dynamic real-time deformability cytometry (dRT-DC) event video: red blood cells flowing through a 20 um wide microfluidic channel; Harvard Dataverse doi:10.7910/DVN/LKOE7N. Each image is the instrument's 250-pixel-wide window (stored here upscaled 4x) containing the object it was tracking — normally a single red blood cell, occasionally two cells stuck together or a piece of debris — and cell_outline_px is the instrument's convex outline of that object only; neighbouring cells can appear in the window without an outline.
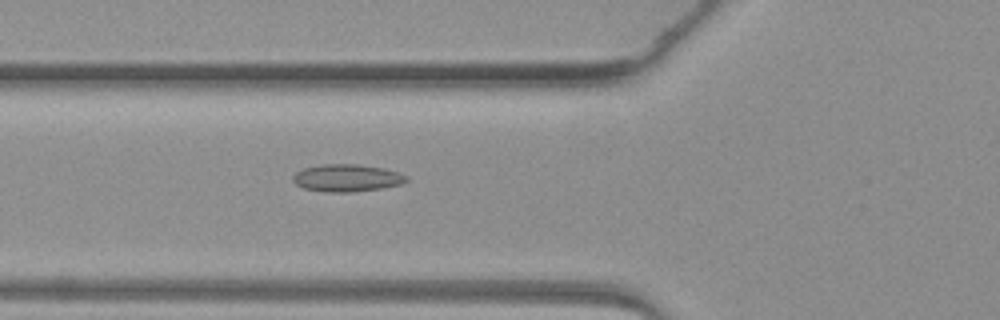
{"species": "common noctule bat (a hibernating species)", "species_latin": "Nyctalus noctula", "temperature_condition": "warm", "stored_images_in_passage": 35, "camera_frame_rate_fps": 3000, "um_per_image_px": 0.085, "animal": {"sex": "female", "body_mass_g": 19.3, "forearm_length_mm": 54.1}, "frame": {"image": 1, "passage_image": 5, "time_ms": 1.333, "image_size_px": [1000, 320], "cell_outline_px": [[408, 180], [404, 184], [380, 188], [352, 192], [324, 192], [304, 188], [296, 184], [292, 180], [292, 176], [296, 172], [304, 168], [320, 164], [360, 164], [384, 168], [408, 176]], "centroid_in_image_um": [29.48, 15.12], "position_along_channel_um": 96.3, "area_um2": 18.21}}
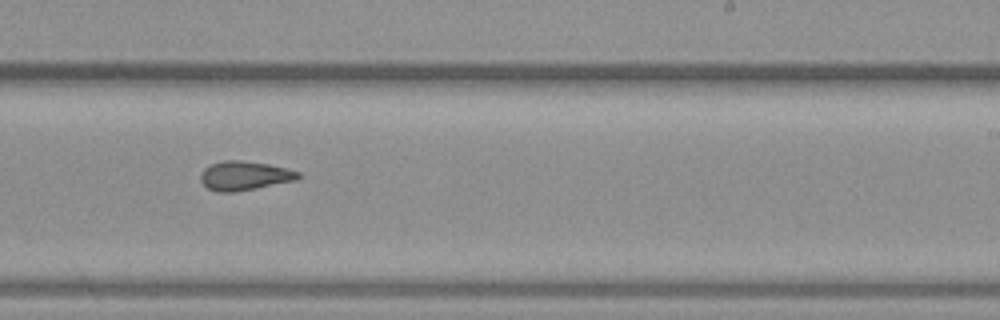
{"frame": {"image": 2, "passage_image": 17, "time_ms": 5.333, "image_size_px": [1000, 320], "cell_outline_px": [[304, 176], [296, 180], [236, 192], [216, 192], [208, 188], [200, 180], [200, 172], [204, 168], [212, 164], [224, 160], [240, 160], [268, 164], [300, 172]], "centroid_in_image_um": [20.78, 14.94], "position_along_channel_um": 268.2, "area_um2": 16.59}}
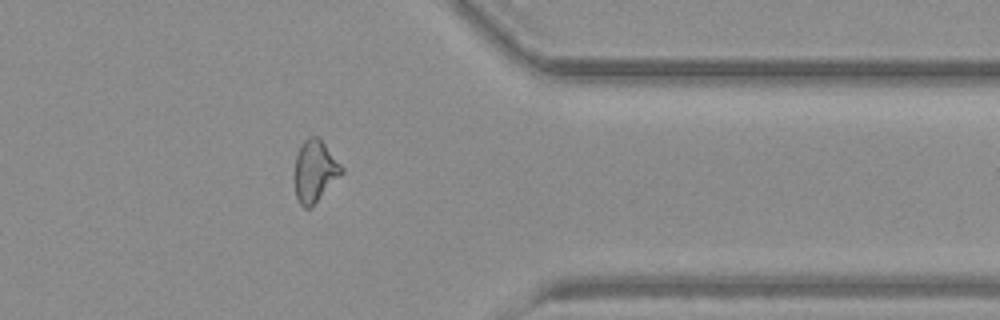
{"frame": {"image": 3, "passage_image": 26, "time_ms": 8.333, "image_size_px": [1000, 320], "cell_outline_px": [[344, 172], [312, 208], [304, 208], [300, 204], [296, 196], [292, 176], [296, 156], [300, 144], [308, 136], [316, 136], [324, 144], [344, 168]], "centroid_in_image_um": [26.72, 14.58], "position_along_channel_um": 384.7, "area_um2": 17.34}}